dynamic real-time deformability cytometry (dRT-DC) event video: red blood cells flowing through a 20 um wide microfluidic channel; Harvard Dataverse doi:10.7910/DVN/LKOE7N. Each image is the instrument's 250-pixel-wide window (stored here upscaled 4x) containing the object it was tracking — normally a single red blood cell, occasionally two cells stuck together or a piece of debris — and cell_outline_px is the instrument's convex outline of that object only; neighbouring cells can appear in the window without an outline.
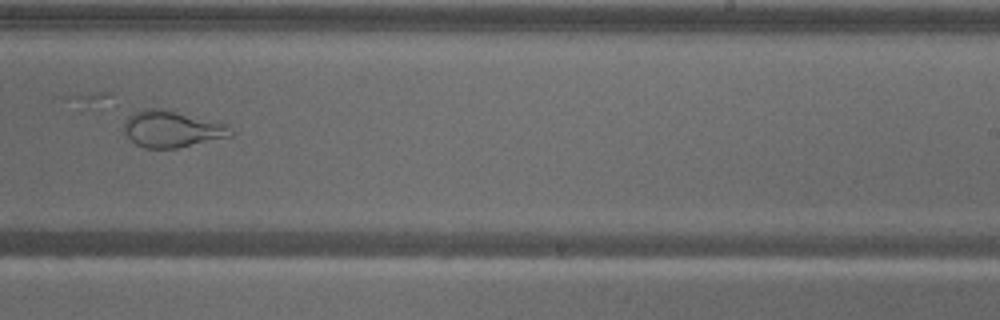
{"species": "common noctule bat (a hibernating species)", "species_latin": "Nyctalus noctula", "temperature_condition": "warm", "stored_images_in_passage": 57, "camera_frame_rate_fps": 3000, "um_per_image_px": 0.085, "animal": {"sex": "male", "body_mass_g": 18.8}, "frame": {"image": 1, "passage_image": 36, "time_ms": 11.667, "image_size_px": [1000, 320], "cell_outline_px": [[232, 136], [176, 148], [144, 148], [136, 144], [124, 132], [124, 112], [144, 108], [164, 108], [224, 124], [232, 132]], "centroid_in_image_um": [14.49, 10.93], "position_along_channel_um": 274.5, "area_um2": 22.89}}
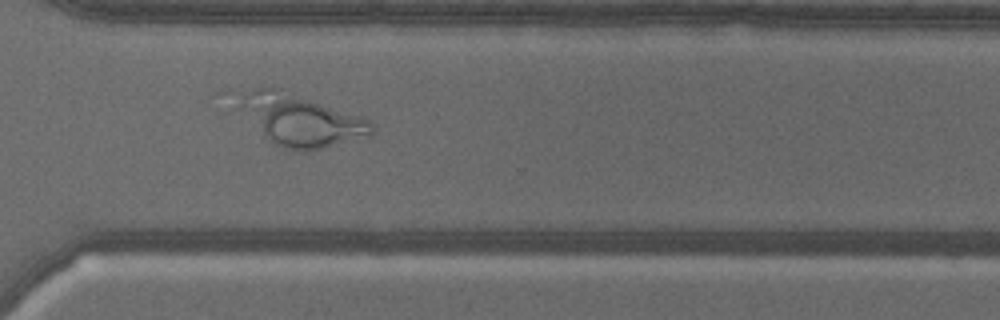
{"frame": {"image": 2, "passage_image": 42, "time_ms": 13.667, "image_size_px": [1000, 320], "cell_outline_px": [[376, 128], [372, 136], [304, 152], [300, 152], [284, 148], [276, 144], [212, 92], [224, 88], [268, 84], [280, 88], [360, 116], [368, 120]], "centroid_in_image_um": [25.06, 10.01], "position_along_channel_um": 345.5, "area_um2": 43.75}}
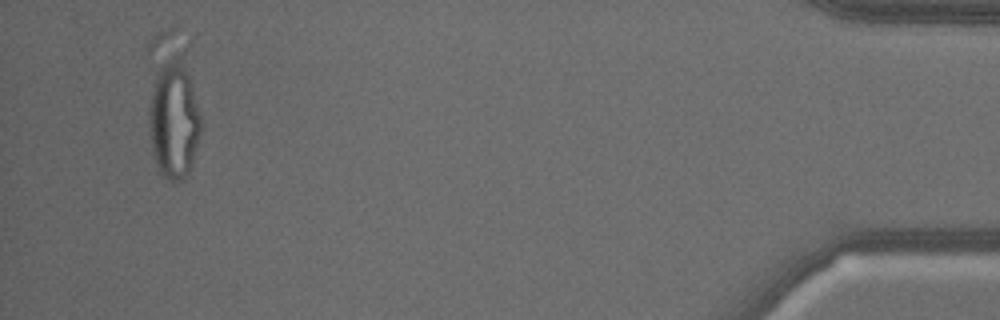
{"frame": {"image": 3, "passage_image": 55, "time_ms": 18.0, "image_size_px": [1000, 320], "cell_outline_px": [[200, 132], [192, 160], [188, 172], [180, 180], [168, 180], [160, 172], [156, 164], [148, 132], [148, 108], [156, 76], [164, 60], [180, 52], [184, 52], [200, 116]], "centroid_in_image_um": [14.76, 10.07], "position_along_channel_um": 420.4, "area_um2": 35.66}}